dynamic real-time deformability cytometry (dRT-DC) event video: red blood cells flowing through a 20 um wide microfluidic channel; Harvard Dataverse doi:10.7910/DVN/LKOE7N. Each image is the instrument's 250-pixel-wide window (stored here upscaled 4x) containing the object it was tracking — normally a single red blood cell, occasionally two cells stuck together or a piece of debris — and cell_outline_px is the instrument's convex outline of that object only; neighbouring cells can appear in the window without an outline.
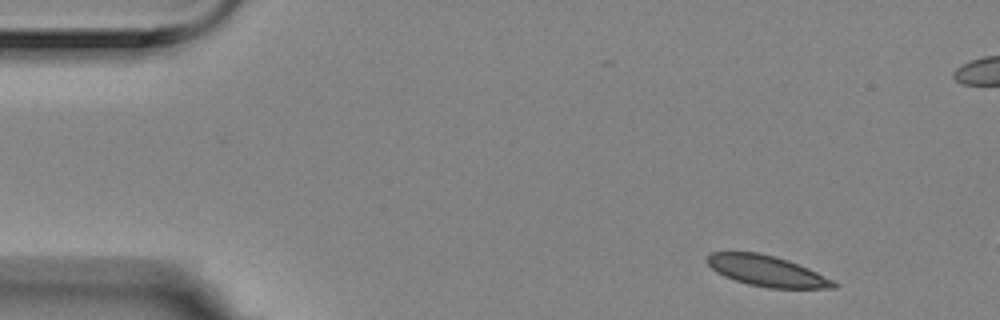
{"species": "Egyptian fruit bat (a non-hibernating species)", "species_latin": "Rousettus aegyptiacus", "temperature_condition": "room temperature", "stored_images_in_passage": 3, "camera_frame_rate_fps": 3000, "um_per_image_px": 0.085, "animal": {"sex": "female"}, "frame": {"image": 1, "passage_image": 1, "time_ms": 0.0, "image_size_px": [1000, 320], "cell_outline_px": [[840, 284], [836, 288], [768, 288], [748, 284], [724, 276], [716, 272], [704, 260], [712, 252], [760, 252], [788, 260], [808, 268]], "centroid_in_image_um": [65.17, 23.03], "position_along_channel_um": 19.8, "area_um2": 22.6}}